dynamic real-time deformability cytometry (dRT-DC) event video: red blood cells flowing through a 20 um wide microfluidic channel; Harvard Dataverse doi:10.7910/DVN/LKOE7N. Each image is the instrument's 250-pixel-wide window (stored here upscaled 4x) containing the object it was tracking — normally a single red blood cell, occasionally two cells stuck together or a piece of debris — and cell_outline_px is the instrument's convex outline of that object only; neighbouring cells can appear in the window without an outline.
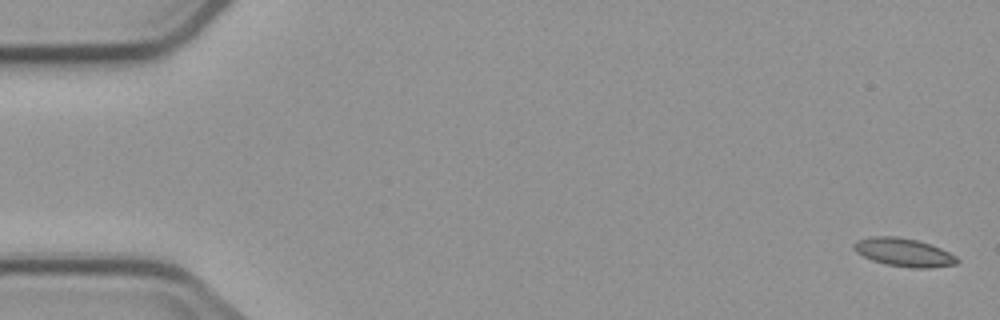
{"species": "common noctule bat (a hibernating species)", "species_latin": "Nyctalus noctula", "temperature_condition": "cold", "stored_images_in_passage": 6, "camera_frame_rate_fps": 3000, "um_per_image_px": 0.085, "animal": {"sex": "male", "body_mass_g": 23.1, "forearm_length_mm": 52.7}, "frame": {"image": 1, "passage_image": 1, "time_ms": 0.0, "image_size_px": [1000, 320], "cell_outline_px": [[960, 260], [956, 264], [928, 268], [912, 268], [888, 264], [872, 260], [856, 252], [852, 248], [852, 244], [856, 240], [868, 236], [896, 236], [916, 240], [940, 248], [956, 256]], "centroid_in_image_um": [76.78, 21.44], "position_along_channel_um": 8.2, "area_um2": 16.94}}
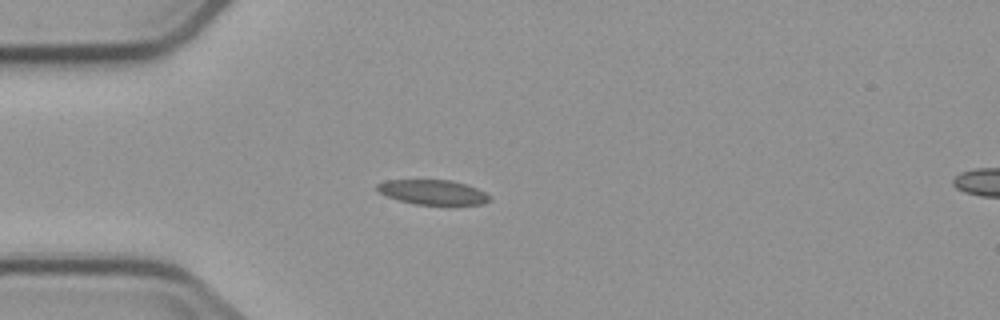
{"frame": {"image": 2, "passage_image": 5, "time_ms": 4.667, "image_size_px": [1000, 320], "cell_outline_px": [[492, 200], [484, 204], [416, 204], [400, 200], [388, 196], [380, 192], [376, 188], [376, 184], [388, 180], [452, 180], [476, 188], [492, 196]], "centroid_in_image_um": [36.83, 16.33], "position_along_channel_um": 48.2, "area_um2": 16.01}}